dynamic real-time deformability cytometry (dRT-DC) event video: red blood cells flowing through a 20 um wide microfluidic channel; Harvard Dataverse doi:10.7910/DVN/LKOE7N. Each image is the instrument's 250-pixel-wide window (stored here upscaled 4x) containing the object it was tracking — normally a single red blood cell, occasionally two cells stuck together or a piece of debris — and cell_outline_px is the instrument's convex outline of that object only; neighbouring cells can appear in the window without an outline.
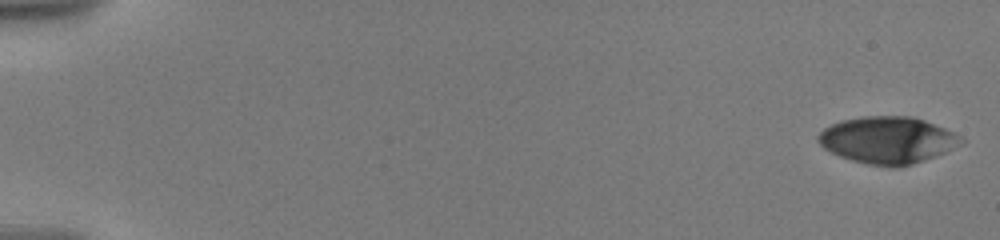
{"species": "human", "species_latin": "Homo sapiens", "temperature_condition": "warm", "stored_images_in_passage": 7, "camera_frame_rate_fps": 3000, "um_per_image_px": 0.085, "donor": {"sex": "male"}, "frame": {"image": 1, "passage_image": 1, "time_ms": 0.0, "image_size_px": [1000, 240], "cell_outline_px": [[964, 144], [936, 156], [900, 168], [892, 168], [868, 164], [852, 160], [840, 156], [824, 148], [816, 140], [816, 136], [824, 128], [840, 120], [860, 116], [912, 116], [924, 120], [944, 128], [960, 136], [964, 140]], "centroid_in_image_um": [75.45, 11.91], "position_along_channel_um": 9.6, "area_um2": 39.3}}
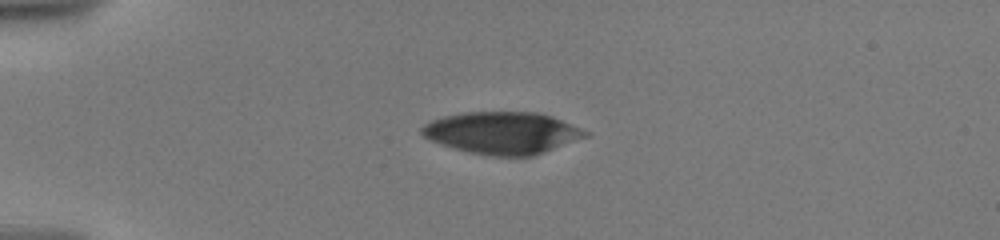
{"frame": {"image": 2, "passage_image": 5, "time_ms": 4.667, "image_size_px": [1000, 240], "cell_outline_px": [[592, 136], [532, 156], [492, 156], [468, 152], [440, 144], [424, 136], [420, 132], [420, 128], [424, 124], [432, 120], [444, 116], [464, 112], [536, 112], [552, 116], [592, 132]], "centroid_in_image_um": [42.76, 11.29], "position_along_channel_um": 42.2, "area_um2": 40.4}}
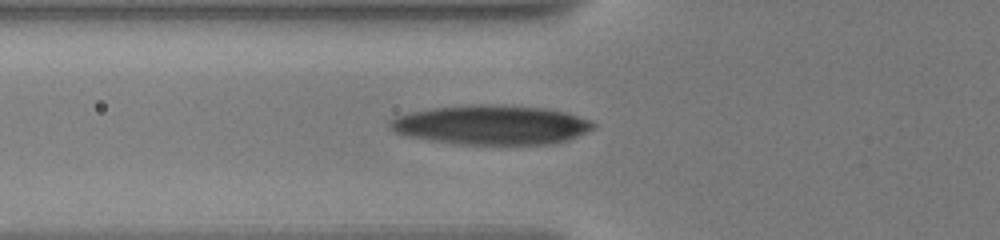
{"frame": {"image": 3, "passage_image": 7, "time_ms": 7.0, "image_size_px": [1000, 240], "cell_outline_px": [[596, 128], [568, 140], [552, 144], [460, 144], [432, 140], [408, 136], [396, 132], [388, 128], [388, 120], [396, 116], [408, 112], [432, 108], [472, 104], [504, 104], [548, 108], [564, 112], [592, 120], [596, 124]], "centroid_in_image_um": [41.78, 10.6], "position_along_channel_um": 84.0, "area_um2": 47.16}}